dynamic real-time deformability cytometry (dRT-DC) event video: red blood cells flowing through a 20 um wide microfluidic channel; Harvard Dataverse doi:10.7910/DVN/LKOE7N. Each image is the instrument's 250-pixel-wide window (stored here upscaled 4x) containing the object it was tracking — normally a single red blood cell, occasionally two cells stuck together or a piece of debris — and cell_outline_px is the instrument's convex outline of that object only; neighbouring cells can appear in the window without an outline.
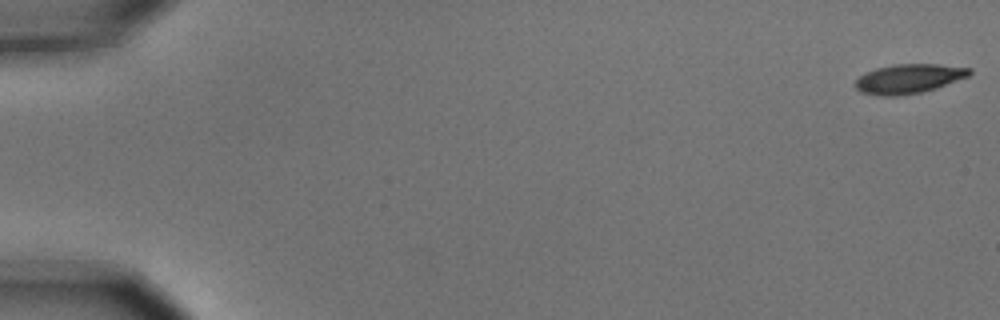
{"species": "common noctule bat (a hibernating species)", "species_latin": "Nyctalus noctula", "temperature_condition": "cold", "stored_images_in_passage": 5, "camera_frame_rate_fps": 3000, "um_per_image_px": 0.085, "animal": {"sex": "male", "body_mass_g": 15.6}, "frame": {"image": 1, "passage_image": 1, "time_ms": 0.0, "image_size_px": [1000, 320], "cell_outline_px": [[972, 72], [968, 76], [936, 88], [920, 92], [900, 96], [880, 96], [860, 92], [852, 84], [860, 76], [876, 68], [892, 64], [936, 64], [972, 68]], "centroid_in_image_um": [77.21, 6.69], "position_along_channel_um": 7.8, "area_um2": 19.54}}
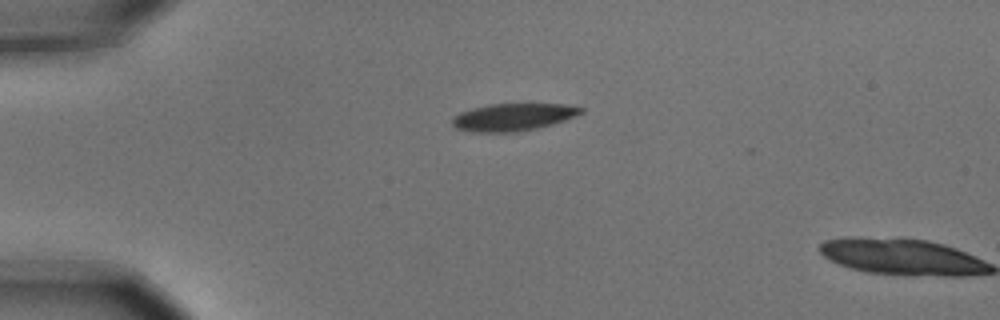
{"frame": {"image": 2, "passage_image": 4, "time_ms": 1.0, "image_size_px": [1000, 320], "cell_outline_px": [[584, 112], [576, 116], [552, 124], [520, 132], [472, 132], [456, 128], [452, 124], [452, 120], [460, 112], [472, 108], [488, 104], [564, 104], [584, 108]], "centroid_in_image_um": [43.63, 9.95], "position_along_channel_um": 41.4, "area_um2": 20.52}}